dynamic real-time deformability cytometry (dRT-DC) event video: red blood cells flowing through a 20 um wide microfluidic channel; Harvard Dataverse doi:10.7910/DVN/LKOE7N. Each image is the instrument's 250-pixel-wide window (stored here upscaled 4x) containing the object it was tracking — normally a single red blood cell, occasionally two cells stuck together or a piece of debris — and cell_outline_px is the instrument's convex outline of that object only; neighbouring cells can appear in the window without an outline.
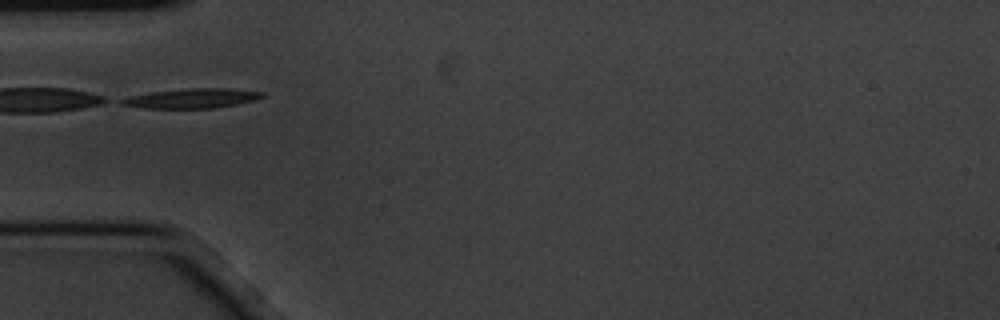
{"species": "common noctule bat (a hibernating species)", "species_latin": "Nyctalus noctula", "temperature_condition": "cold", "stored_images_in_passage": 6, "segment_of_instrument_passage": [2, 2], "camera_frame_rate_fps": 3000, "um_per_image_px": 0.085, "animal": {"sex": "male", "body_mass_g": 20.1, "forearm_length_mm": 53.5}, "frame": {"image": 1, "passage_image": 5, "time_ms": 1.333, "image_size_px": [1000, 320], "cell_outline_px": [[264, 96], [256, 100], [236, 104], [212, 108], [140, 108], [120, 104], [120, 100], [132, 96], [152, 92], [192, 88], [228, 88], [264, 92]], "centroid_in_image_um": [16.35, 8.36], "position_along_channel_um": 68.7, "area_um2": 15.9}}
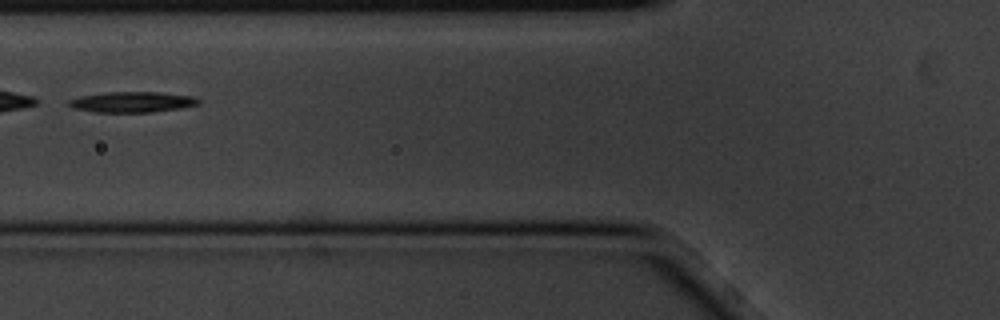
{"frame": {"image": 2, "passage_image": 6, "time_ms": 1.667, "image_size_px": [1000, 320], "cell_outline_px": [[200, 104], [180, 108], [152, 112], [96, 112], [72, 108], [68, 104], [68, 100], [84, 96], [104, 92], [160, 92], [196, 96], [200, 100]], "centroid_in_image_um": [11.29, 8.67], "position_along_channel_um": 114.5, "area_um2": 15.61}}